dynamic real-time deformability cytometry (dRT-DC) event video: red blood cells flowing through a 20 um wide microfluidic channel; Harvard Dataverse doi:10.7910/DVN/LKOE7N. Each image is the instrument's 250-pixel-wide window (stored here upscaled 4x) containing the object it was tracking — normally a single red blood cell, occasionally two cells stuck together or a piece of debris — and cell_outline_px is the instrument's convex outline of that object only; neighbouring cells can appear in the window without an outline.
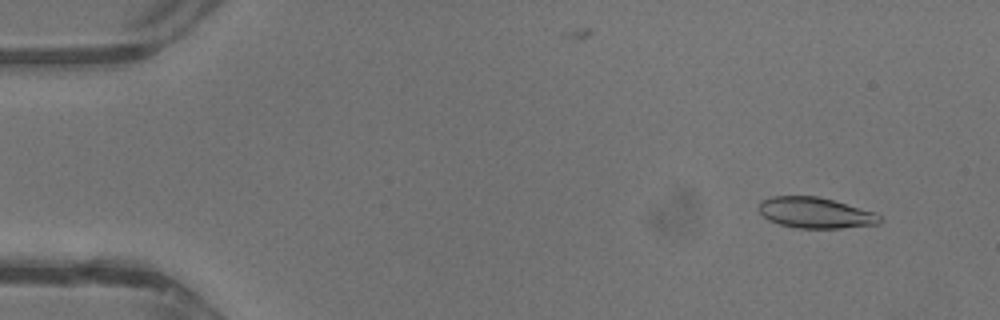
{"species": "common noctule bat (a hibernating species)", "species_latin": "Nyctalus noctula", "temperature_condition": "warm", "stored_images_in_passage": 44, "camera_frame_rate_fps": 3000, "um_per_image_px": 0.085, "animal": {"sex": "male", "body_mass_g": 13.3}, "frame": {"image": 1, "passage_image": 4, "time_ms": 1.0, "image_size_px": [1000, 320], "cell_outline_px": [[880, 224], [840, 228], [796, 228], [780, 224], [768, 220], [760, 212], [760, 200], [772, 196], [820, 196], [876, 212], [880, 216]], "centroid_in_image_um": [69.32, 18.08], "position_along_channel_um": 15.7, "area_um2": 21.79}}
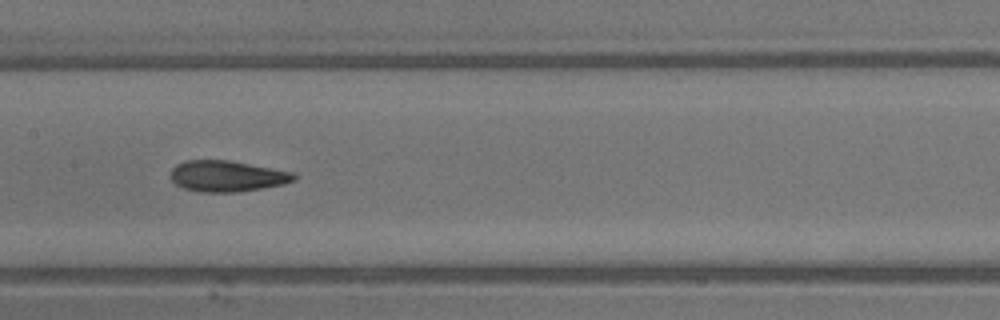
{"frame": {"image": 2, "passage_image": 22, "time_ms": 7.0, "image_size_px": [1000, 320], "cell_outline_px": [[296, 180], [284, 184], [236, 192], [200, 192], [184, 188], [176, 184], [168, 176], [172, 168], [176, 164], [184, 160], [228, 160], [292, 172], [296, 176]], "centroid_in_image_um": [19.24, 14.97], "position_along_channel_um": 188.2, "area_um2": 22.25}}
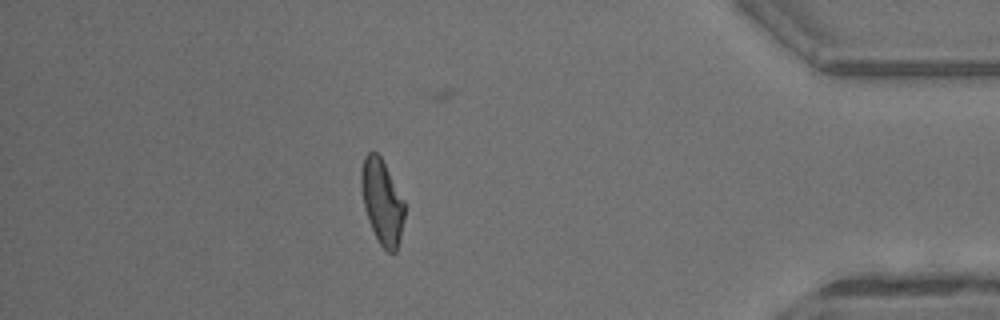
{"frame": {"image": 3, "passage_image": 38, "time_ms": 12.333, "image_size_px": [1000, 320], "cell_outline_px": [[404, 216], [400, 240], [396, 252], [388, 252], [380, 244], [368, 220], [364, 208], [360, 184], [360, 172], [364, 156], [372, 148], [380, 156], [404, 200]], "centroid_in_image_um": [32.45, 17.12], "position_along_channel_um": 402.7, "area_um2": 21.39}, "authors_computed_cell_mechanics": {"area_um2": 21.9929, "velocity_mm_per_s": 4.8342, "shape_relaxation_time_tau1_ms": 5.1913, "shape_relaxation_time_tau2_ms": 1.905, "deformation_change_tau1": 0.1959, "deformation_change_tau2": 0.1024}}